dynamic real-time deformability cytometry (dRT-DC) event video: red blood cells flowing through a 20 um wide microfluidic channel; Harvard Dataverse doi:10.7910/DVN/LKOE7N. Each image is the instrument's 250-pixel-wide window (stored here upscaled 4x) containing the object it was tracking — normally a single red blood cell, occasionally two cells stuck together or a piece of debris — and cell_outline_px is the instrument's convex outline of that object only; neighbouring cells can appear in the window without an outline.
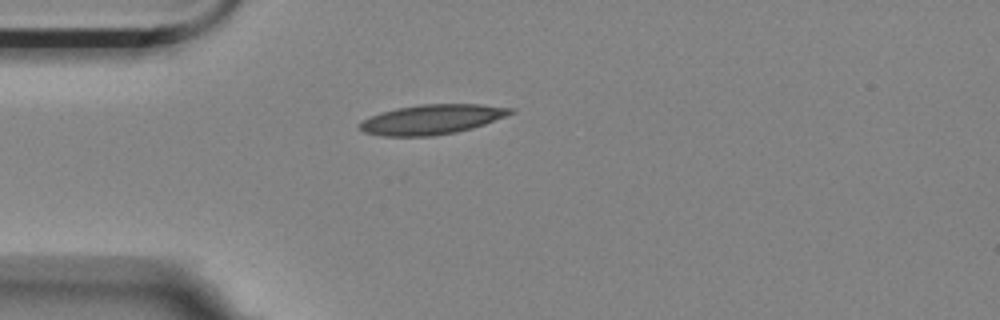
{"species": "Egyptian fruit bat (a non-hibernating species)", "species_latin": "Rousettus aegyptiacus", "temperature_condition": "room temperature", "stored_images_in_passage": 2, "camera_frame_rate_fps": 3000, "um_per_image_px": 0.085, "animal": {"sex": "female"}, "frame": {"image": 1, "passage_image": 1, "time_ms": 0.0, "image_size_px": [1000, 320], "cell_outline_px": [[516, 112], [484, 124], [472, 128], [456, 132], [432, 136], [380, 136], [364, 132], [356, 124], [380, 112], [396, 108], [420, 104], [480, 104], [516, 108]], "centroid_in_image_um": [36.72, 10.14], "position_along_channel_um": 48.3, "area_um2": 26.24}}